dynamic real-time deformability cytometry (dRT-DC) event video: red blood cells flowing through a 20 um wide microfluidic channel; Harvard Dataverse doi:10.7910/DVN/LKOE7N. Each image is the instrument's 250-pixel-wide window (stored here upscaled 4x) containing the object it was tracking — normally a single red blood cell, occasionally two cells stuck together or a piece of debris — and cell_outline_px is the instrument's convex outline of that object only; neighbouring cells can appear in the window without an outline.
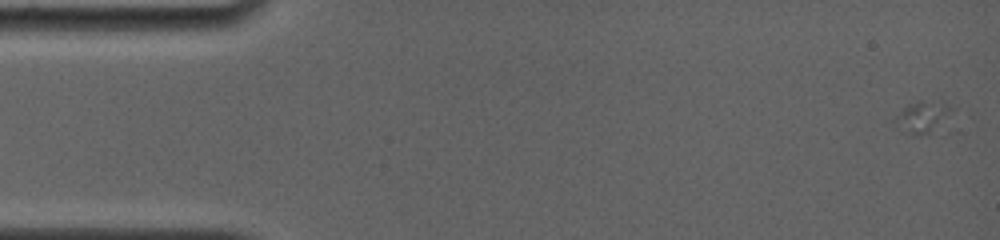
{"species": "common noctule bat (a hibernating species)", "species_latin": "Nyctalus noctula", "temperature_condition": "room temperature", "stored_images_in_passage": 23, "camera_frame_rate_fps": 4000, "um_per_image_px": 0.085, "animal": {"sex": "female", "body_mass_g": 19.0, "forearm_length_mm": 56.7}, "frame": {"image": 1, "passage_image": 1, "time_ms": 0.0, "image_size_px": [1000, 240], "cell_outline_px": [[952, 108], [948, 132], [944, 136], [904, 132], [892, 120], [908, 104], [916, 100], [944, 100]], "centroid_in_image_um": [78.64, 10.0], "position_along_channel_um": 6.4, "area_um2": 11.91}}
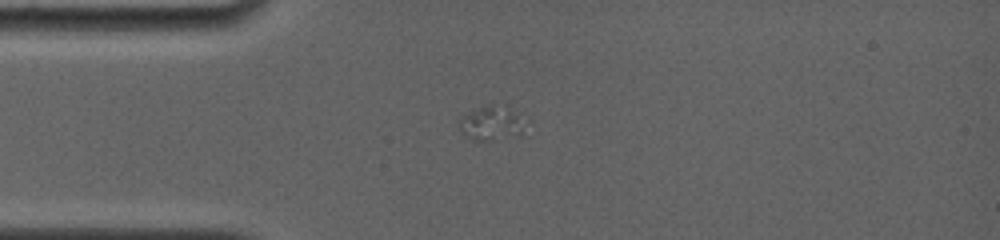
{"frame": {"image": 2, "passage_image": 14, "time_ms": 4.25, "image_size_px": [1000, 240], "cell_outline_px": [[528, 120], [520, 136], [492, 140], [476, 140], [468, 136], [460, 128], [460, 116], [476, 108], [488, 104], [492, 104], [508, 108]], "centroid_in_image_um": [41.84, 10.46], "position_along_channel_um": 43.2, "area_um2": 13.24}}